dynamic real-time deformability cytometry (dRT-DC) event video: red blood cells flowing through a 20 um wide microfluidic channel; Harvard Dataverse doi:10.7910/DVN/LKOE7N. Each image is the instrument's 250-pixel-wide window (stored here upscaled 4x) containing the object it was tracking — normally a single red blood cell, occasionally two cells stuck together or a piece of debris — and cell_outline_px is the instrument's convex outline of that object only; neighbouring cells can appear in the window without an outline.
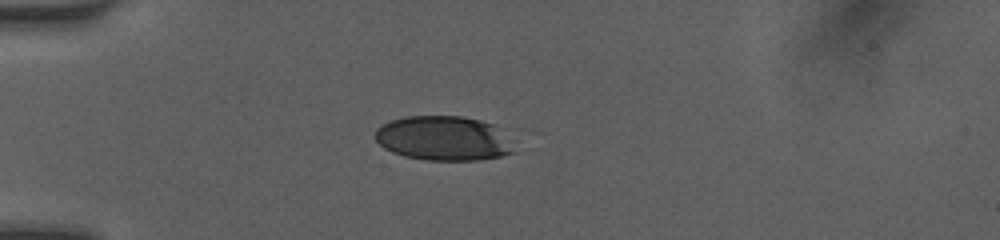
{"species": "human", "species_latin": "Homo sapiens", "temperature_condition": "room temperature", "stored_images_in_passage": 37, "camera_frame_rate_fps": 3000, "um_per_image_px": 0.085, "donor": {"sex": "female"}, "frame": {"image": 1, "passage_image": 1, "time_ms": 0.0, "image_size_px": [1000, 240], "cell_outline_px": [[516, 152], [500, 156], [480, 160], [428, 160], [404, 156], [392, 152], [384, 148], [376, 140], [376, 128], [392, 120], [404, 116], [460, 116], [480, 120], [492, 124]], "centroid_in_image_um": [37.63, 11.76], "position_along_channel_um": 47.4, "area_um2": 35.43}}
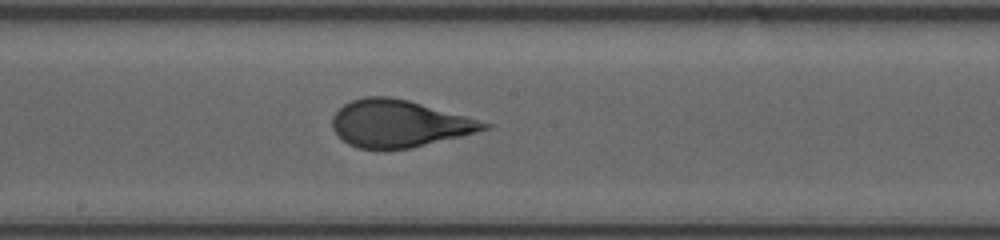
{"frame": {"image": 2, "passage_image": 15, "time_ms": 4.667, "image_size_px": [1000, 240], "cell_outline_px": [[496, 124], [492, 128], [412, 148], [384, 152], [360, 148], [348, 144], [332, 128], [332, 116], [344, 104], [352, 100], [364, 96], [388, 96], [408, 100]], "centroid_in_image_um": [33.94, 10.53], "position_along_channel_um": 214.3, "area_um2": 42.19}}
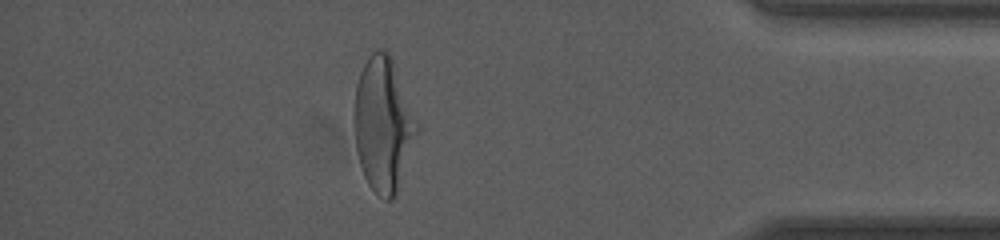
{"frame": {"image": 3, "passage_image": 31, "time_ms": 10.0, "image_size_px": [1000, 240], "cell_outline_px": [[420, 128], [396, 192], [392, 200], [384, 200], [368, 184], [364, 176], [360, 164], [356, 148], [352, 120], [352, 116], [356, 84], [360, 72], [368, 56], [376, 48], [388, 52], [392, 60], [420, 124]], "centroid_in_image_um": [32.56, 10.55], "position_along_channel_um": 402.6, "area_um2": 49.25}, "authors_computed_cell_mechanics": {"area_um2": 42.0784, "velocity_mm_per_s": 4.1608, "shape_relaxation_time_tau1_ms": 4.2707, "shape_relaxation_time_tau2_ms": null, "deformation_change_tau1": 0.1847, "deformation_change_tau2": null}}